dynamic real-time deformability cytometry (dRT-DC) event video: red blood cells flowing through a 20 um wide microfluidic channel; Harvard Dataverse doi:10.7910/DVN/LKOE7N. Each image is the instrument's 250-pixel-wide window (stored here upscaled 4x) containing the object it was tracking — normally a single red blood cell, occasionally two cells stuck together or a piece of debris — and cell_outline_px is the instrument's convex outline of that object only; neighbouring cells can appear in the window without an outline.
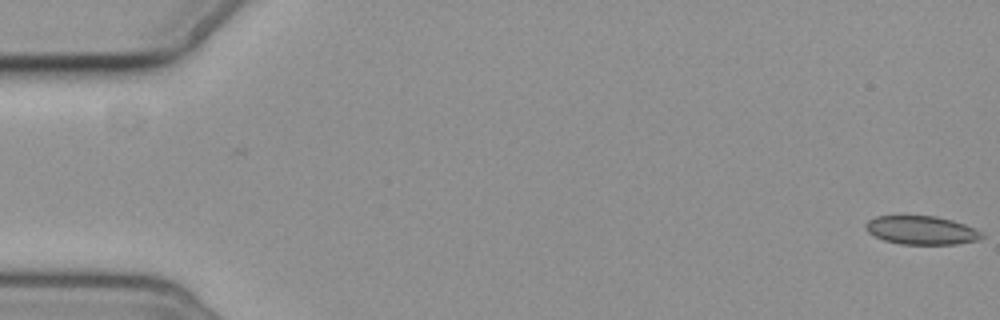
{"species": "common noctule bat (a hibernating species)", "species_latin": "Nyctalus noctula", "temperature_condition": "cold", "stored_images_in_passage": 6, "camera_frame_rate_fps": 3000, "um_per_image_px": 0.085, "animal": {"sex": "female", "body_mass_g": 19.3, "forearm_length_mm": 54.1}, "frame": {"image": 1, "passage_image": 1, "time_ms": 0.0, "image_size_px": [1000, 320], "cell_outline_px": [[984, 236], [976, 240], [956, 244], [900, 244], [884, 240], [868, 232], [864, 228], [864, 224], [868, 220], [876, 216], [936, 216], [952, 220], [976, 228], [984, 232]], "centroid_in_image_um": [78.33, 19.56], "position_along_channel_um": 6.7, "area_um2": 19.36}}
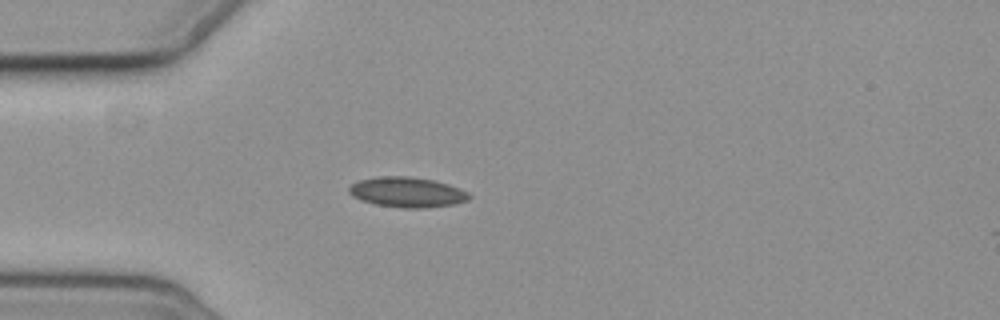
{"frame": {"image": 2, "passage_image": 6, "time_ms": 5.333, "image_size_px": [1000, 320], "cell_outline_px": [[472, 196], [468, 200], [456, 204], [424, 208], [400, 208], [376, 204], [360, 200], [352, 196], [348, 192], [348, 188], [352, 184], [360, 180], [376, 176], [408, 176], [436, 180], [460, 188], [468, 192]], "centroid_in_image_um": [34.62, 16.33], "position_along_channel_um": 50.4, "area_um2": 21.39}}